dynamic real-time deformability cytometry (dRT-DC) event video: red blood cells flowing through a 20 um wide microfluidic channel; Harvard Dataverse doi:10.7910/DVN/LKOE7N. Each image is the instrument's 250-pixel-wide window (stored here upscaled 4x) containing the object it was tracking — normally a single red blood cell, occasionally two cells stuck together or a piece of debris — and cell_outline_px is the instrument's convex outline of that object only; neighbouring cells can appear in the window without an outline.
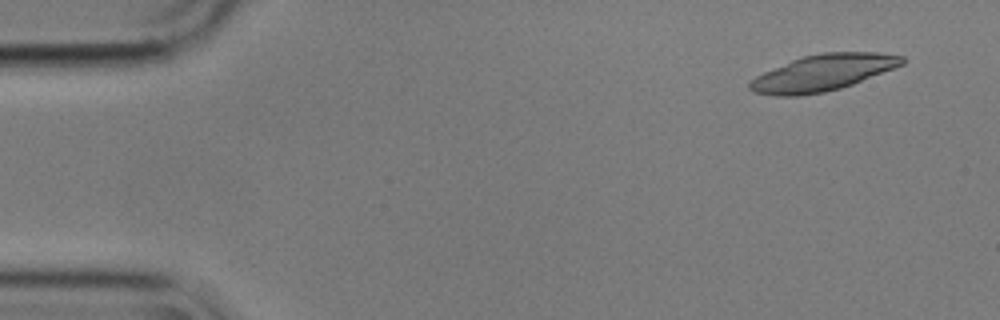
{"species": "common noctule bat (a hibernating species)", "species_latin": "Nyctalus noctula", "temperature_condition": "cold", "stored_images_in_passage": 56, "camera_frame_rate_fps": 3000, "um_per_image_px": 0.085, "animal": {"sex": "male", "body_mass_g": 17.9}, "frame": {"image": 1, "passage_image": 4, "time_ms": 1.0, "image_size_px": [1000, 320], "cell_outline_px": [[904, 64], [852, 84], [840, 88], [824, 92], [796, 96], [776, 96], [752, 92], [748, 88], [748, 80], [764, 72], [792, 60], [804, 56], [824, 52], [880, 52], [904, 56]], "centroid_in_image_um": [69.91, 6.19], "position_along_channel_um": 15.1, "area_um2": 32.08}}